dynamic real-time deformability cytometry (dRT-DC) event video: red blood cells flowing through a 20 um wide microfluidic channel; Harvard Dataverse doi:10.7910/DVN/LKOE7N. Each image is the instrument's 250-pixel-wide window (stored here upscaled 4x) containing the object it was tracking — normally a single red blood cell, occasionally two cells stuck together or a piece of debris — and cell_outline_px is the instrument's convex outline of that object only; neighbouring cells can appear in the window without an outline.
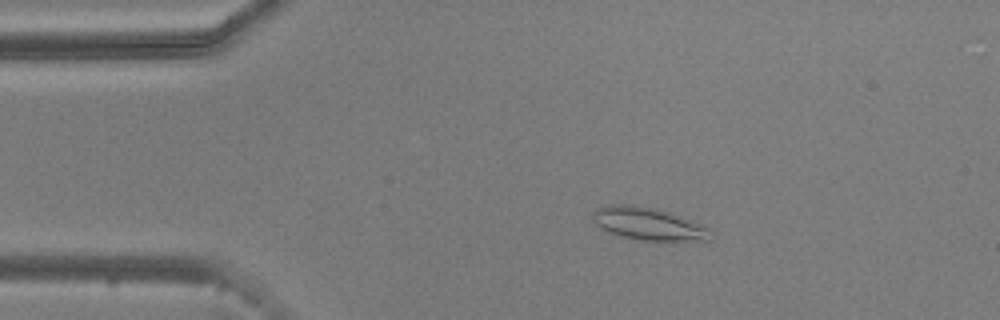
{"species": "common noctule bat (a hibernating species)", "species_latin": "Nyctalus noctula", "temperature_condition": "warm", "stored_images_in_passage": 50, "camera_frame_rate_fps": 3000, "um_per_image_px": 0.085, "animal": {"sex": "male", "body_mass_g": 20.5, "forearm_length_mm": 52.5}, "frame": {"image": 1, "passage_image": 9, "time_ms": 2.667, "image_size_px": [1000, 320], "cell_outline_px": [[716, 232], [712, 240], [640, 240], [616, 236], [600, 228], [592, 220], [592, 212], [596, 208], [608, 204], [632, 204], [652, 208], [668, 212], [700, 224]], "centroid_in_image_um": [55.08, 19.03], "position_along_channel_um": 29.9, "area_um2": 22.6}}
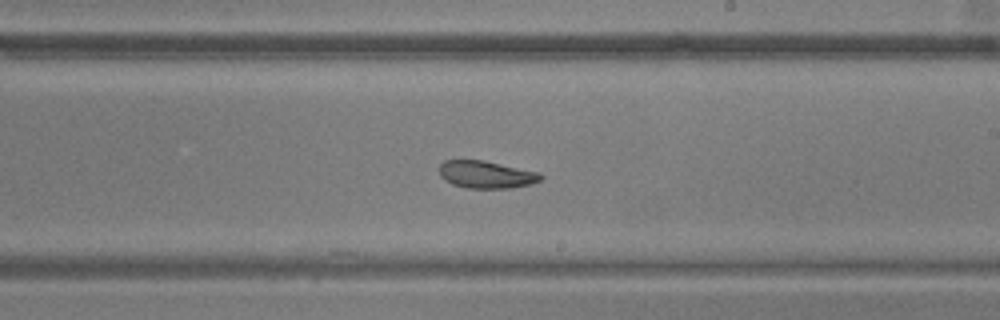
{"frame": {"image": 2, "passage_image": 30, "time_ms": 9.667, "image_size_px": [1000, 320], "cell_outline_px": [[544, 176], [540, 180], [532, 184], [512, 188], [468, 188], [452, 184], [444, 180], [440, 176], [440, 164], [444, 160], [484, 160], [540, 172]], "centroid_in_image_um": [41.35, 14.83], "position_along_channel_um": 247.6, "area_um2": 16.36}}
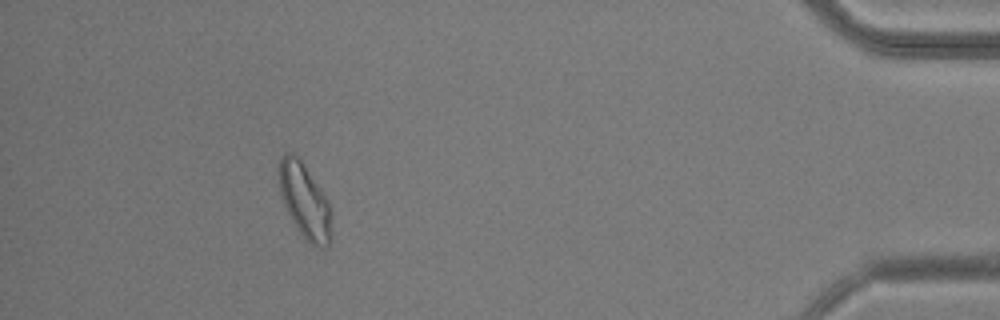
{"frame": {"image": 3, "passage_image": 48, "time_ms": 15.667, "image_size_px": [1000, 320], "cell_outline_px": [[332, 236], [328, 244], [324, 248], [312, 244], [296, 228], [284, 204], [280, 192], [276, 172], [280, 156], [284, 152], [292, 152], [300, 156], [328, 200]], "centroid_in_image_um": [25.85, 16.97], "position_along_channel_um": 409.3, "area_um2": 23.18}}